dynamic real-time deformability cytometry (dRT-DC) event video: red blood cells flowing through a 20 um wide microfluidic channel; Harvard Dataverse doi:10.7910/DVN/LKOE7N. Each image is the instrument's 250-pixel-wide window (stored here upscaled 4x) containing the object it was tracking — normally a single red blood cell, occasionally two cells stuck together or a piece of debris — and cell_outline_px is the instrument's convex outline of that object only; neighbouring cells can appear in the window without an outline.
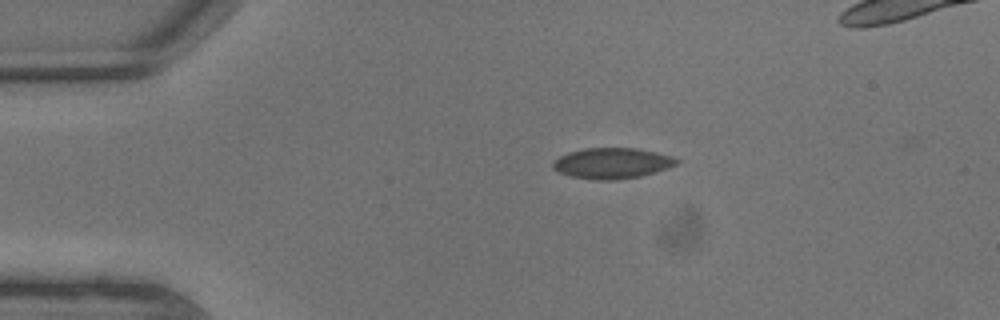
{"species": "common noctule bat (a hibernating species)", "species_latin": "Nyctalus noctula", "temperature_condition": "warm", "stored_images_in_passage": 4, "camera_frame_rate_fps": 3000, "um_per_image_px": 0.085, "animal": {"sex": "male", "body_mass_g": 13.3}, "frame": {"image": 1, "passage_image": 1, "time_ms": 0.0, "image_size_px": [1000, 320], "cell_outline_px": [[680, 160], [676, 164], [668, 168], [656, 172], [640, 176], [616, 180], [596, 180], [572, 176], [560, 172], [552, 168], [552, 164], [560, 156], [568, 152], [584, 148], [636, 148], [656, 152], [672, 156]], "centroid_in_image_um": [52.05, 13.87], "position_along_channel_um": 33.0, "area_um2": 22.08}}
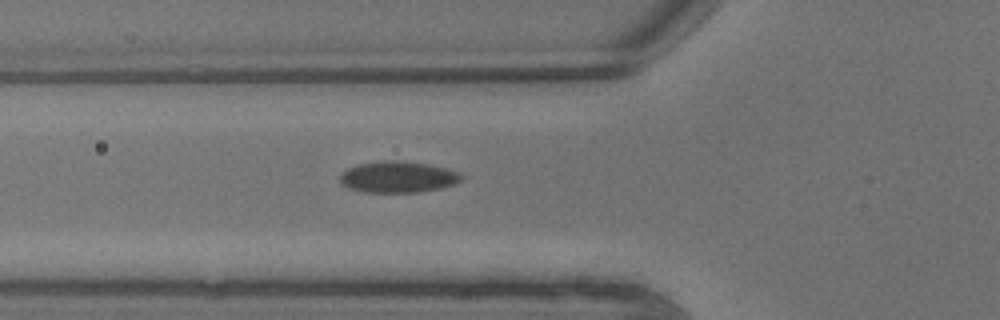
{"frame": {"image": 2, "passage_image": 4, "time_ms": 1.0, "image_size_px": [1000, 320], "cell_outline_px": [[464, 180], [456, 184], [440, 188], [416, 192], [364, 192], [348, 188], [340, 184], [340, 176], [348, 168], [356, 164], [380, 160], [396, 160], [428, 164], [448, 168], [460, 172], [464, 176]], "centroid_in_image_um": [33.86, 15.03], "position_along_channel_um": 91.9, "area_um2": 22.48}}